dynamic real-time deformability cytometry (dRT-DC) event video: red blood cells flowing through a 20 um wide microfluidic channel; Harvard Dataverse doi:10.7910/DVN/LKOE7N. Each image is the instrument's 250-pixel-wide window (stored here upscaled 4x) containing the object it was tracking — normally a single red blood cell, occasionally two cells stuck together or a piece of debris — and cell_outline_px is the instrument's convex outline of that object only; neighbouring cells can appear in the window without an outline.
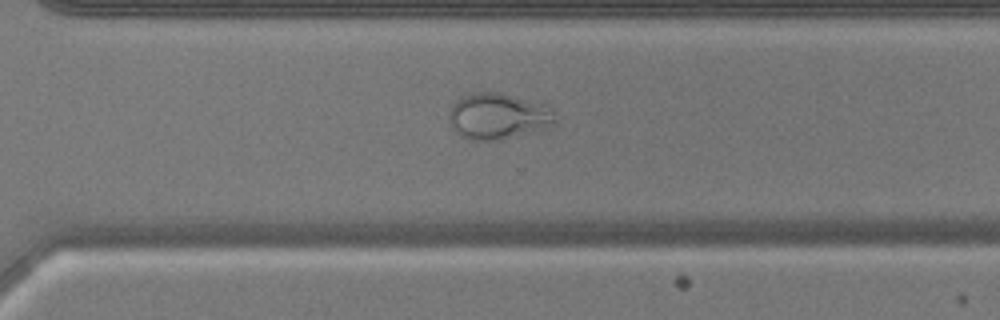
{"species": "common noctule bat (a hibernating species)", "species_latin": "Nyctalus noctula", "temperature_condition": "warm", "stored_images_in_passage": 53, "camera_frame_rate_fps": 3000, "um_per_image_px": 0.085, "animal": {"sex": "male", "body_mass_g": 17.9, "forearm_length_mm": 54.2}, "frame": {"image": 1, "passage_image": 38, "time_ms": 12.333, "image_size_px": [1000, 320], "cell_outline_px": [[560, 120], [556, 124], [540, 132], [492, 140], [472, 140], [460, 136], [452, 128], [448, 120], [448, 112], [452, 104], [460, 96], [472, 92], [500, 92], [540, 104], [552, 108]], "centroid_in_image_um": [42.35, 9.89], "position_along_channel_um": 328.2, "area_um2": 29.13}}
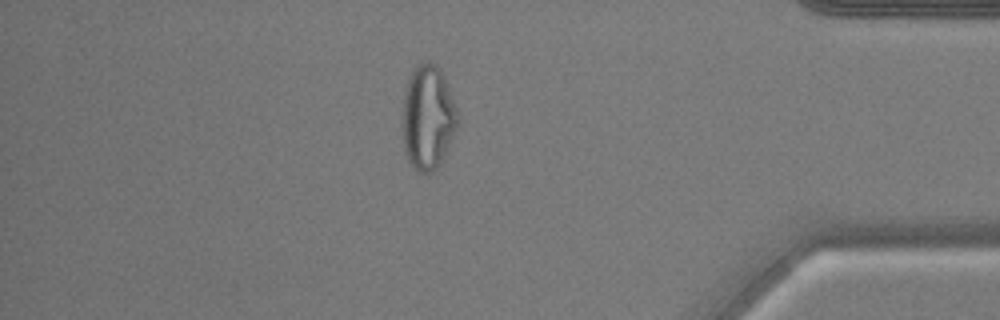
{"frame": {"image": 2, "passage_image": 46, "time_ms": 15.0, "image_size_px": [1000, 320], "cell_outline_px": [[460, 124], [440, 164], [432, 172], [420, 172], [408, 160], [404, 152], [400, 128], [400, 124], [404, 92], [408, 80], [412, 72], [420, 60], [428, 60], [436, 64], [440, 68], [444, 76], [456, 108]], "centroid_in_image_um": [36.34, 9.96], "position_along_channel_um": 398.9, "area_um2": 34.39}}
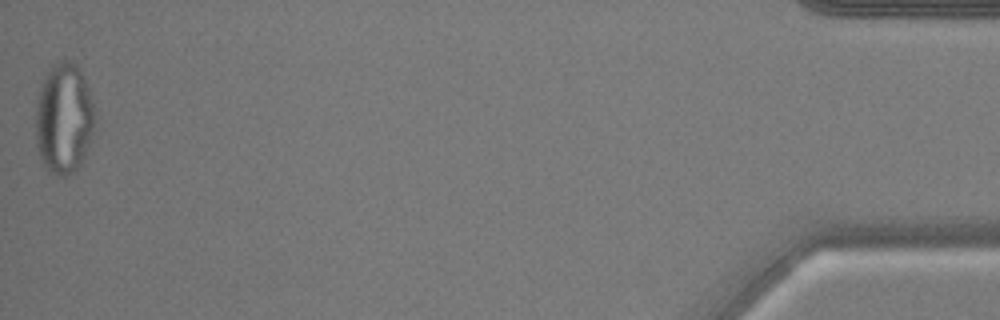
{"frame": {"image": 3, "passage_image": 53, "time_ms": 17.333, "image_size_px": [1000, 320], "cell_outline_px": [[92, 140], [80, 164], [68, 176], [56, 176], [44, 168], [40, 160], [36, 144], [36, 100], [40, 84], [48, 68], [52, 64], [64, 60], [76, 64], [80, 68], [88, 88], [92, 100]], "centroid_in_image_um": [5.38, 10.08], "position_along_channel_um": 429.8, "area_um2": 38.38}}